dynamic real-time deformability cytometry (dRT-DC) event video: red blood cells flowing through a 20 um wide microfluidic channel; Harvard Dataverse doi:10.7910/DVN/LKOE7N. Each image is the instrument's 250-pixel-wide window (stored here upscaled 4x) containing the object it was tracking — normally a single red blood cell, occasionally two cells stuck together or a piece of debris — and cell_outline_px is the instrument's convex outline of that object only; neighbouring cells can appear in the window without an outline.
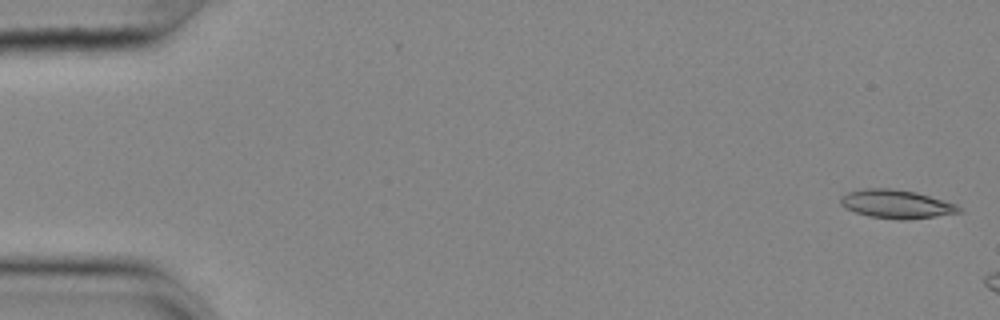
{"species": "common noctule bat (a hibernating species)", "species_latin": "Nyctalus noctula", "temperature_condition": "cold", "stored_images_in_passage": 52, "camera_frame_rate_fps": 3000, "um_per_image_px": 0.085, "animal": {"sex": "female", "body_mass_g": 25.1}, "frame": {"image": 1, "passage_image": 2, "time_ms": 0.333, "image_size_px": [1000, 320], "cell_outline_px": [[964, 212], [908, 220], [900, 220], [868, 216], [844, 208], [840, 204], [840, 196], [848, 192], [864, 188], [892, 188], [916, 192], [956, 204]], "centroid_in_image_um": [76.17, 17.35], "position_along_channel_um": 8.8, "area_um2": 19.83}}
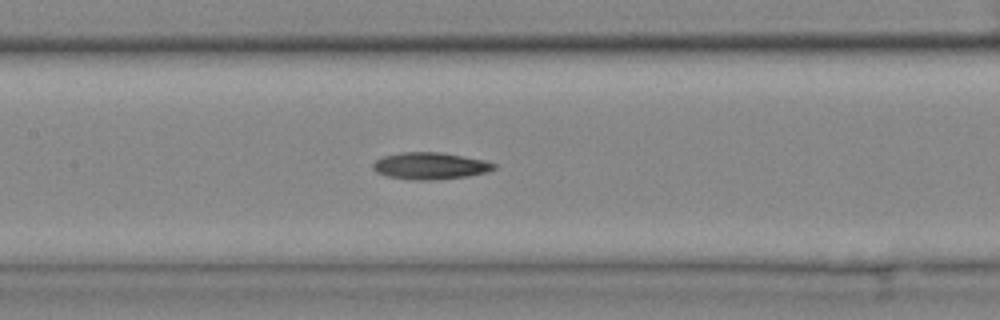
{"frame": {"image": 2, "passage_image": 27, "time_ms": 8.667, "image_size_px": [1000, 320], "cell_outline_px": [[496, 168], [488, 172], [468, 176], [428, 180], [412, 180], [388, 176], [376, 172], [372, 168], [372, 164], [376, 160], [384, 156], [400, 152], [444, 152], [484, 160], [496, 164]], "centroid_in_image_um": [36.57, 14.09], "position_along_channel_um": 170.8, "area_um2": 19.02}}
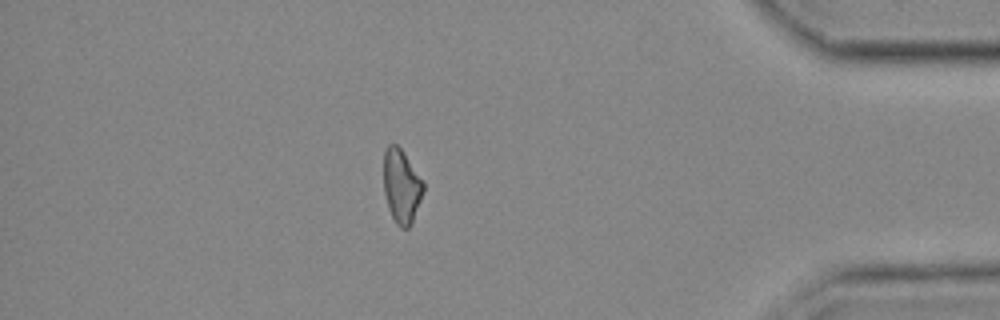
{"frame": {"image": 3, "passage_image": 49, "time_ms": 16.0, "image_size_px": [1000, 320], "cell_outline_px": [[424, 188], [420, 200], [412, 220], [408, 228], [400, 228], [396, 224], [388, 208], [384, 192], [384, 152], [388, 144], [396, 144], [400, 148], [424, 180]], "centroid_in_image_um": [34.12, 15.81], "position_along_channel_um": 401.1, "area_um2": 16.94}, "authors_computed_cell_mechanics": {"area_um2": 18.5249, "velocity_mm_per_s": 3.6534, "shape_relaxation_time_tau1_ms": 9.2638, "shape_relaxation_time_tau2_ms": null, "deformation_change_tau1": 0.1662, "deformation_change_tau2": null}}